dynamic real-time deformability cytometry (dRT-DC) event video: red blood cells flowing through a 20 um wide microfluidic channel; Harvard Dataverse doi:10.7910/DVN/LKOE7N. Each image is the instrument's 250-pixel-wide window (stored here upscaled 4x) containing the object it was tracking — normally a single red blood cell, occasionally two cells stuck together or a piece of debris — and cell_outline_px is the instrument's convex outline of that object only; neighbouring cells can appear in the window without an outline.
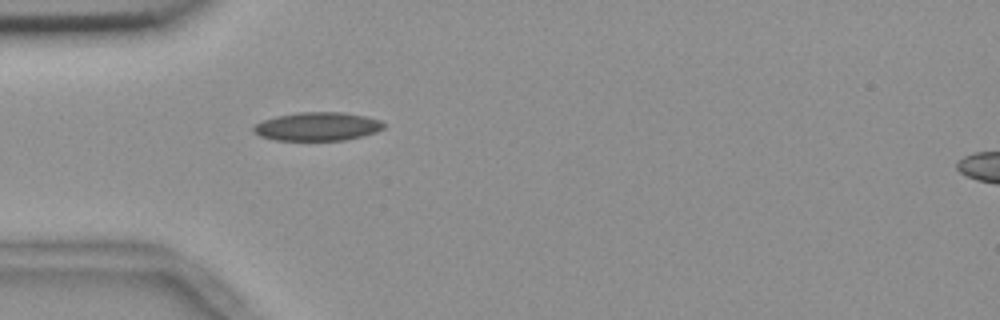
{"species": "common noctule bat (a hibernating species)", "species_latin": "Nyctalus noctula", "temperature_condition": "room temperature", "stored_images_in_passage": 33, "camera_frame_rate_fps": 3000, "um_per_image_px": 0.085, "animal": {"sex": "female", "body_mass_g": 18.4}, "frame": {"image": 1, "passage_image": 1, "time_ms": 0.0, "image_size_px": [1000, 320], "cell_outline_px": [[384, 128], [376, 132], [364, 136], [344, 140], [276, 140], [260, 136], [252, 132], [252, 128], [256, 124], [264, 120], [276, 116], [300, 112], [344, 112], [364, 116], [380, 120], [384, 124]], "centroid_in_image_um": [26.98, 10.75], "position_along_channel_um": 58.0, "area_um2": 21.62}}
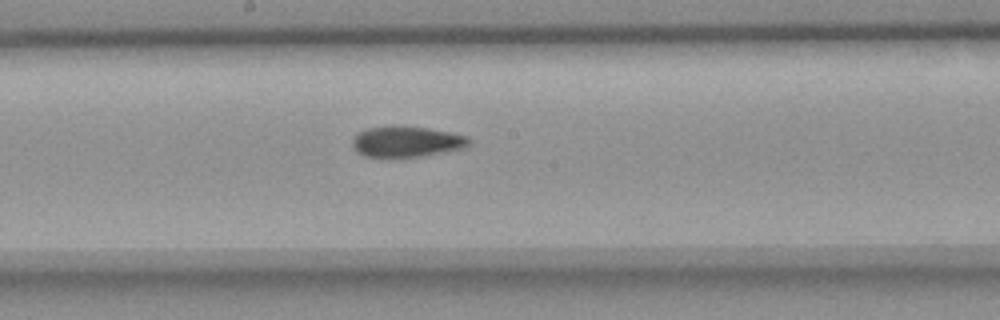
{"frame": {"image": 2, "passage_image": 14, "time_ms": 4.333, "image_size_px": [1000, 320], "cell_outline_px": [[472, 140], [464, 148], [420, 156], [364, 156], [356, 152], [352, 148], [352, 136], [356, 132], [368, 128], [396, 124], [428, 128], [468, 136]], "centroid_in_image_um": [34.5, 12.0], "position_along_channel_um": 213.7, "area_um2": 21.1}}
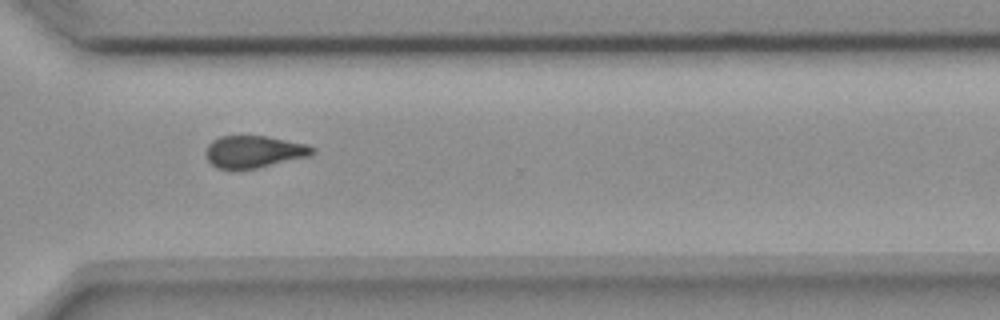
{"frame": {"image": 3, "passage_image": 25, "time_ms": 8.0, "image_size_px": [1000, 320], "cell_outline_px": [[316, 152], [308, 156], [256, 168], [216, 168], [208, 160], [204, 152], [208, 144], [212, 140], [220, 136], [268, 136], [304, 144], [316, 148]], "centroid_in_image_um": [21.56, 12.88], "position_along_channel_um": 349.0, "area_um2": 19.71}, "authors_computed_cell_mechanics": {"area_um2": 21.097, "velocity_mm_per_s": 3.6864, "shape_relaxation_time_tau1_ms": 10.0965, "shape_relaxation_time_tau2_ms": 7.2098, "deformation_change_tau1": 0.1887, "deformation_change_tau2": 0.1277}}